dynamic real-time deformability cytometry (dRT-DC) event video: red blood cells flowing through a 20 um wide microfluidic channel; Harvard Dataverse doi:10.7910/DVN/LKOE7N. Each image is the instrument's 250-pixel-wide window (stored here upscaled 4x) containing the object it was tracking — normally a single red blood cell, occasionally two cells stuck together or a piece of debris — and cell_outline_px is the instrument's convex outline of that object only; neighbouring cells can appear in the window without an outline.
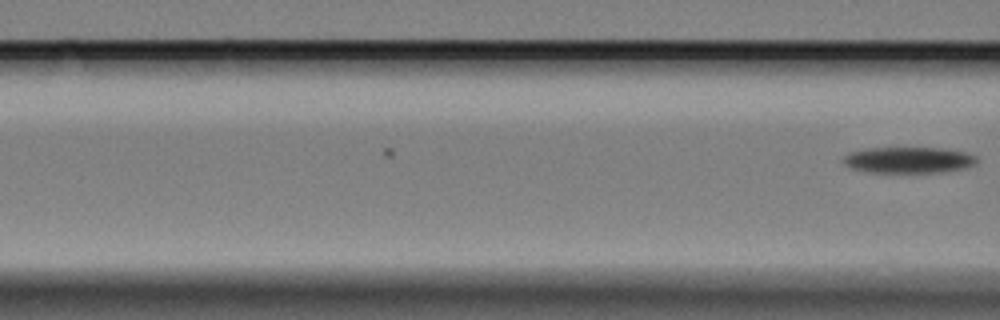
{"species": "Egyptian fruit bat (a non-hibernating species)", "species_latin": "Rousettus aegyptiacus", "temperature_condition": "cold", "stored_images_in_passage": 7, "camera_frame_rate_fps": 3000, "um_per_image_px": 0.085, "animal": {"sex": "female"}, "frame": {"image": 1, "passage_image": 7, "time_ms": 2.0, "image_size_px": [1000, 320], "cell_outline_px": [[976, 160], [972, 164], [964, 168], [944, 172], [868, 172], [852, 168], [844, 164], [844, 156], [848, 152], [868, 148], [940, 148], [964, 152], [976, 156]], "centroid_in_image_um": [77.18, 13.6], "position_along_channel_um": 89.4, "area_um2": 20.06}}